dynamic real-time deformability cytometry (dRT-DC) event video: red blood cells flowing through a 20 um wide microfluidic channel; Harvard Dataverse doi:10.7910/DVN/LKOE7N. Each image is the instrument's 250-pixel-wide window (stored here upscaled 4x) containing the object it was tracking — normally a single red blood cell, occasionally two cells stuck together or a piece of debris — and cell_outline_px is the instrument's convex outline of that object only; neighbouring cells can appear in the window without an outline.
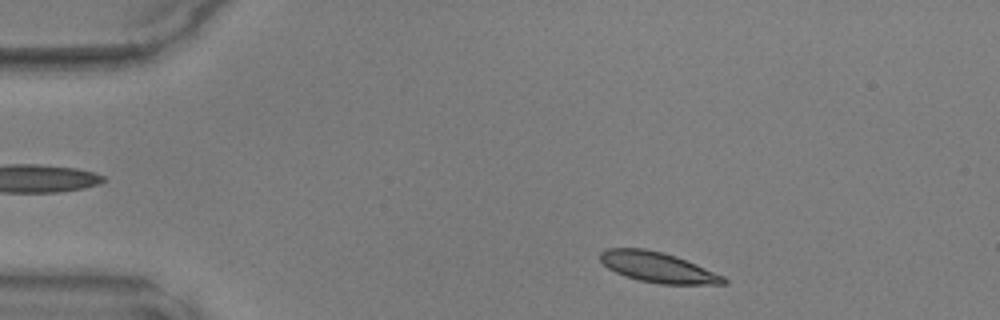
{"species": "common noctule bat (a hibernating species)", "species_latin": "Nyctalus noctula", "temperature_condition": "warm", "stored_images_in_passage": 43, "camera_frame_rate_fps": 3000, "um_per_image_px": 0.085, "animal": {"sex": "male", "body_mass_g": 17.9, "forearm_length_mm": 54.2}, "frame": {"image": 1, "passage_image": 3, "time_ms": 0.667, "image_size_px": [1000, 320], "cell_outline_px": [[728, 284], [660, 284], [640, 280], [624, 276], [608, 268], [600, 260], [600, 252], [608, 248], [644, 248], [664, 252], [676, 256], [696, 264], [724, 276], [728, 280]], "centroid_in_image_um": [55.92, 22.71], "position_along_channel_um": 29.1, "area_um2": 21.79}}
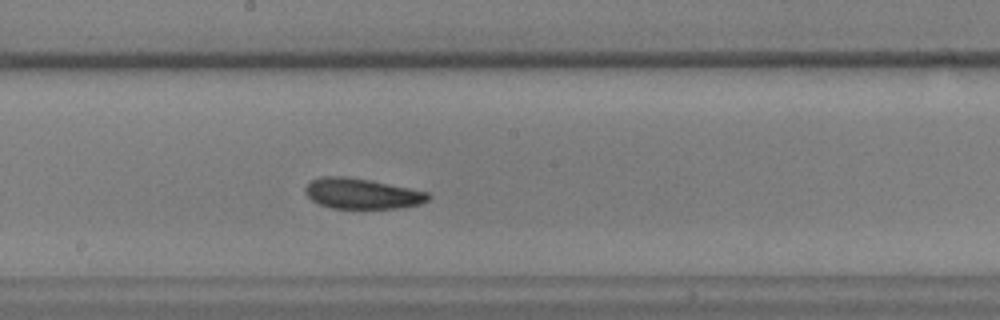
{"frame": {"image": 2, "passage_image": 21, "time_ms": 6.667, "image_size_px": [1000, 320], "cell_outline_px": [[432, 196], [428, 200], [420, 204], [400, 208], [332, 208], [320, 204], [312, 200], [304, 192], [304, 188], [312, 180], [324, 176], [344, 176], [368, 180], [428, 192]], "centroid_in_image_um": [30.76, 16.46], "position_along_channel_um": 217.4, "area_um2": 21.62}}
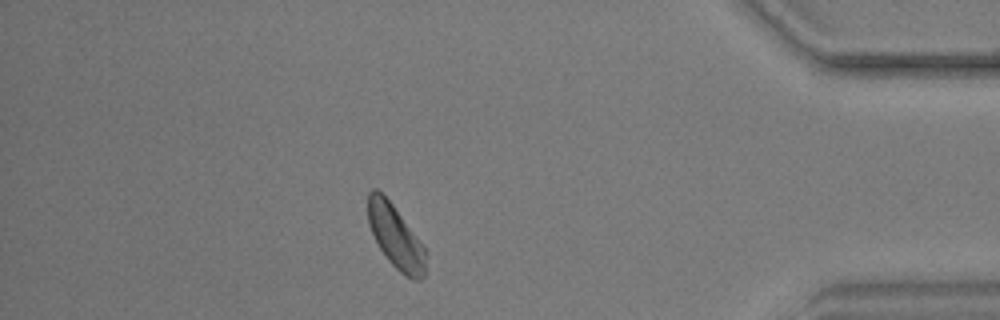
{"frame": {"image": 3, "passage_image": 37, "time_ms": 12.0, "image_size_px": [1000, 320], "cell_outline_px": [[428, 252], [424, 276], [420, 280], [412, 280], [404, 276], [388, 260], [380, 248], [368, 224], [368, 192], [372, 188], [376, 188], [392, 204]], "centroid_in_image_um": [33.65, 20.16], "position_along_channel_um": 401.6, "area_um2": 21.15}}